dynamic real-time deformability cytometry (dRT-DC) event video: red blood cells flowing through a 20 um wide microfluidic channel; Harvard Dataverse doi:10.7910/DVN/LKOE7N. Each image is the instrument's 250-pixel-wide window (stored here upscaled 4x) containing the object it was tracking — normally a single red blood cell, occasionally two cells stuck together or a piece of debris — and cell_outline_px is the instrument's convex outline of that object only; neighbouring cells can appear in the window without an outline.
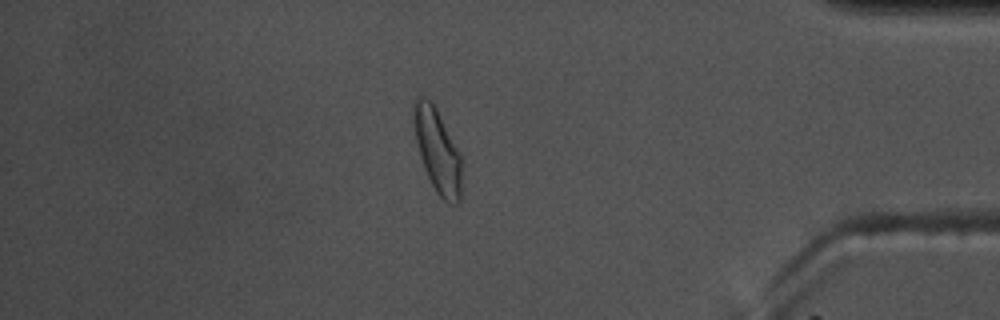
{"species": "common noctule bat (a hibernating species)", "species_latin": "Nyctalus noctula", "temperature_condition": "warm", "stored_images_in_passage": 57, "camera_frame_rate_fps": 3000, "um_per_image_px": 0.085, "animal": {"sex": "male", "body_mass_g": 17.5, "forearm_length_mm": 52.3}, "frame": {"image": 1, "passage_image": 49, "time_ms": 16.0, "image_size_px": [1000, 320], "cell_outline_px": [[460, 200], [456, 204], [448, 204], [436, 192], [424, 168], [420, 156], [416, 140], [412, 116], [412, 100], [416, 96], [424, 96], [436, 108], [460, 152]], "centroid_in_image_um": [37.15, 12.76], "position_along_channel_um": 398.1, "area_um2": 23.29}, "authors_computed_cell_mechanics": {"area_um2": 20.4612, "velocity_mm_per_s": 3.623, "shape_relaxation_time_tau1_ms": 4.8973, "shape_relaxation_time_tau2_ms": 1.4098, "deformation_change_tau1": 0.1445, "deformation_change_tau2": 0.0601}}